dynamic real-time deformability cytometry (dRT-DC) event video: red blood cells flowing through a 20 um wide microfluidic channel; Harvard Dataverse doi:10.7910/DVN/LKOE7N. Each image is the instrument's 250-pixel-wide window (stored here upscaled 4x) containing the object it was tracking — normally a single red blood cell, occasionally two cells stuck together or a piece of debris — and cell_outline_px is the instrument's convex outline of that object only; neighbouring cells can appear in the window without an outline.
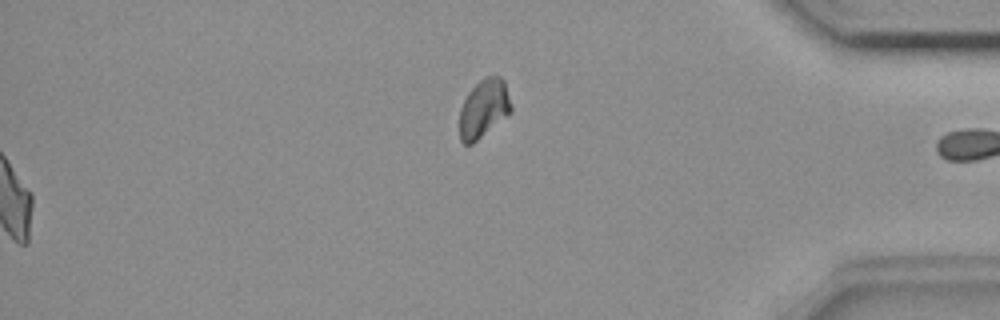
{"species": "common noctule bat (a hibernating species)", "species_latin": "Nyctalus noctula", "temperature_condition": "room temperature", "stored_images_in_passage": 44, "segment_of_instrument_passage": [2, 2], "camera_frame_rate_fps": 3000, "um_per_image_px": 0.085, "animal": {"sex": "female", "body_mass_g": 18.4}, "frame": {"image": 1, "passage_image": 44, "time_ms": 14.333, "image_size_px": [1000, 320], "cell_outline_px": [[512, 112], [472, 144], [464, 144], [460, 140], [460, 108], [468, 92], [484, 76], [496, 72], [504, 80], [512, 108]], "centroid_in_image_um": [41.13, 9.18], "position_along_channel_um": 394.1, "area_um2": 17.69}}